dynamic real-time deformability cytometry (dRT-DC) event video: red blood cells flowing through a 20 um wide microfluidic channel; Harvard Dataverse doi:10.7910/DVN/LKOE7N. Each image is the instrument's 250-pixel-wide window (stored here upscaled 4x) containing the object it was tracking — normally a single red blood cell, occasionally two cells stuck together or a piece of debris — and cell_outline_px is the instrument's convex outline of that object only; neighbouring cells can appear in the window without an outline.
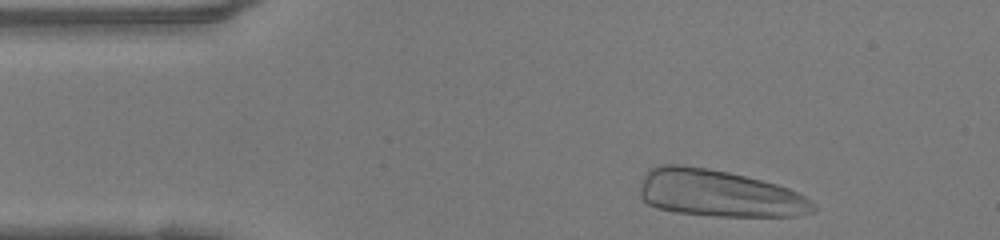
{"species": "human", "species_latin": "Homo sapiens", "temperature_condition": "warm", "stored_images_in_passage": 33, "camera_frame_rate_fps": 3000, "um_per_image_px": 0.085, "donor": {"sex": "female"}, "frame": {"image": 1, "passage_image": 2, "time_ms": 0.333, "image_size_px": [1000, 240], "cell_outline_px": [[816, 208], [812, 212], [796, 216], [712, 216], [676, 212], [656, 208], [648, 204], [640, 196], [640, 188], [644, 176], [652, 168], [660, 164], [676, 164], [704, 168], [728, 172], [776, 184], [788, 188], [804, 196]], "centroid_in_image_um": [61.07, 16.45], "position_along_channel_um": 23.9, "area_um2": 46.99}}
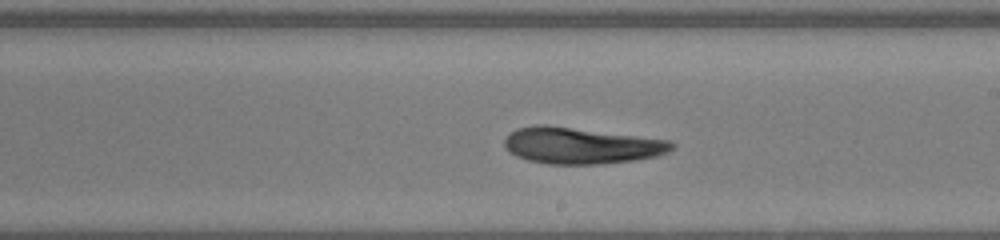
{"frame": {"image": 2, "passage_image": 21, "time_ms": 6.667, "image_size_px": [1000, 240], "cell_outline_px": [[676, 144], [668, 152], [656, 156], [636, 160], [600, 164], [548, 164], [528, 160], [516, 156], [504, 144], [504, 140], [516, 128], [536, 124], [548, 124], [668, 140]], "centroid_in_image_um": [49.39, 12.37], "position_along_channel_um": 239.6, "area_um2": 35.37}}
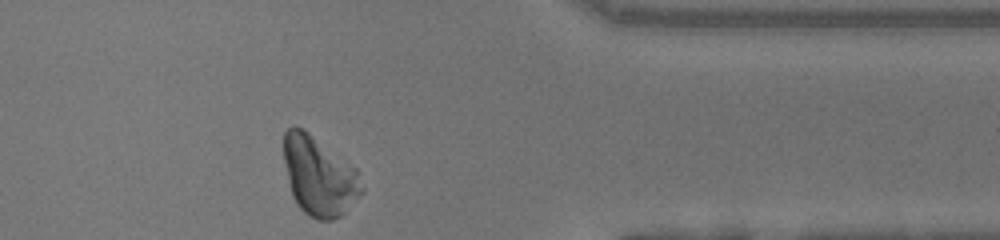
{"frame": {"image": 3, "passage_image": 33, "time_ms": 10.667, "image_size_px": [1000, 240], "cell_outline_px": [[364, 192], [340, 216], [332, 220], [316, 220], [308, 216], [296, 204], [292, 196], [284, 160], [284, 132], [288, 128], [304, 128], [356, 168], [364, 188]], "centroid_in_image_um": [27.13, 14.99], "position_along_channel_um": 384.3, "area_um2": 35.84}, "authors_computed_cell_mechanics": {"area_um2": 35.7204, "velocity_mm_per_s": 4.1543, "shape_relaxation_time_tau1_ms": 7.4074, "shape_relaxation_time_tau2_ms": 6.5142, "deformation_change_tau1": 0.2144, "deformation_change_tau2": 0.1468}}